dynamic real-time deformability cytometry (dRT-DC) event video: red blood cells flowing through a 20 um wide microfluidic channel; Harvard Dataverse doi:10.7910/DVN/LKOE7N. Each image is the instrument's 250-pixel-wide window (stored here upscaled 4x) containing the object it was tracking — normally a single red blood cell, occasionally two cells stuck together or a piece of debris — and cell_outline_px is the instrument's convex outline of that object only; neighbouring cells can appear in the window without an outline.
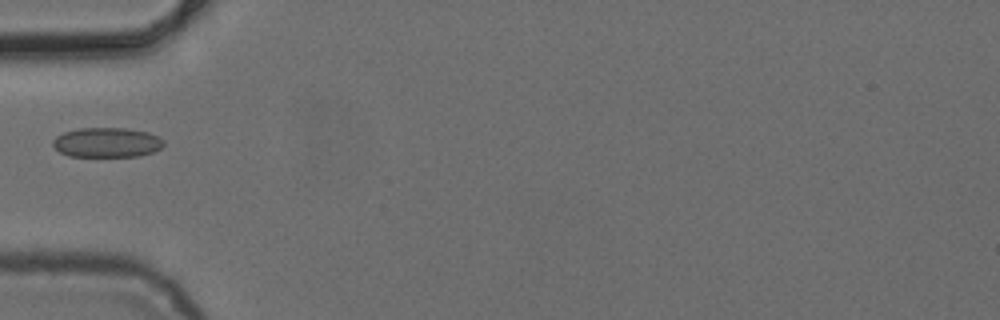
{"species": "common noctule bat (a hibernating species)", "species_latin": "Nyctalus noctula", "temperature_condition": "cold", "stored_images_in_passage": 3, "camera_frame_rate_fps": 3000, "um_per_image_px": 0.085, "animal": {"sex": "female", "body_mass_g": 24.6, "forearm_length_mm": 56.2}, "frame": {"image": 1, "passage_image": 2, "time_ms": 1.333, "image_size_px": [1000, 320], "cell_outline_px": [[164, 144], [160, 148], [152, 152], [140, 156], [68, 156], [60, 152], [52, 144], [52, 140], [56, 136], [64, 132], [80, 128], [124, 128], [148, 132], [164, 140]], "centroid_in_image_um": [9.07, 12.11], "position_along_channel_um": 75.9, "area_um2": 19.13}}
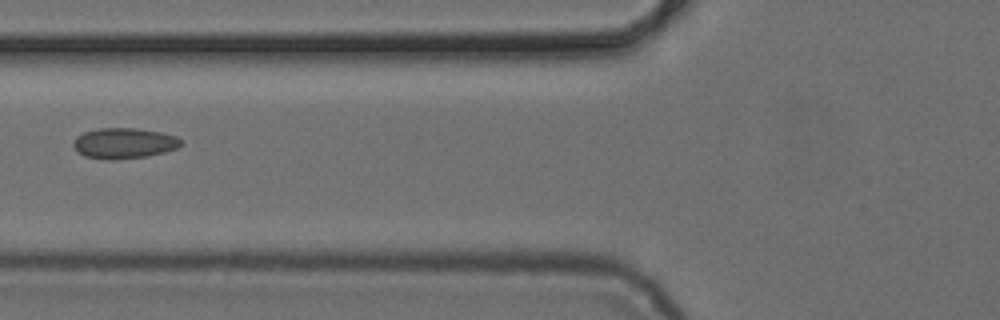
{"frame": {"image": 2, "passage_image": 3, "time_ms": 2.333, "image_size_px": [1000, 320], "cell_outline_px": [[184, 144], [176, 148], [164, 152], [148, 156], [116, 160], [104, 160], [84, 156], [76, 152], [72, 144], [76, 136], [84, 132], [100, 128], [136, 128], [160, 132], [176, 136]], "centroid_in_image_um": [10.51, 12.19], "position_along_channel_um": 115.3, "area_um2": 19.42}}